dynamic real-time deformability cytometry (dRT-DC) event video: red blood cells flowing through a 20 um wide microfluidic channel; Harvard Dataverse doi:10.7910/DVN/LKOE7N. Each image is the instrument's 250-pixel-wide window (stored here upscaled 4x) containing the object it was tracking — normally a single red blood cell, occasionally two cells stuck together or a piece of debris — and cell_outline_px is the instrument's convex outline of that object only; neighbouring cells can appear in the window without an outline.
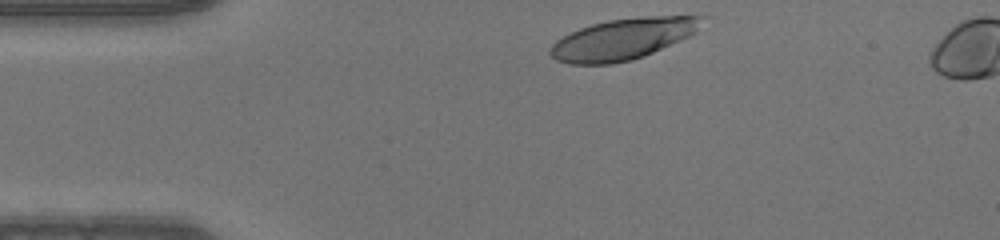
{"species": "human", "species_latin": "Homo sapiens", "temperature_condition": "warm", "stored_images_in_passage": 32, "camera_frame_rate_fps": 3000, "um_per_image_px": 0.085, "donor": {"sex": "male"}, "frame": {"image": 1, "passage_image": 1, "time_ms": 0.0, "image_size_px": [1000, 240], "cell_outline_px": [[708, 16], [696, 32], [680, 40], [644, 56], [632, 60], [612, 64], [568, 64], [556, 60], [548, 52], [552, 44], [556, 40], [580, 28], [592, 24], [608, 20], [644, 16]], "centroid_in_image_um": [52.95, 3.32], "position_along_channel_um": 32.1, "area_um2": 36.3}}
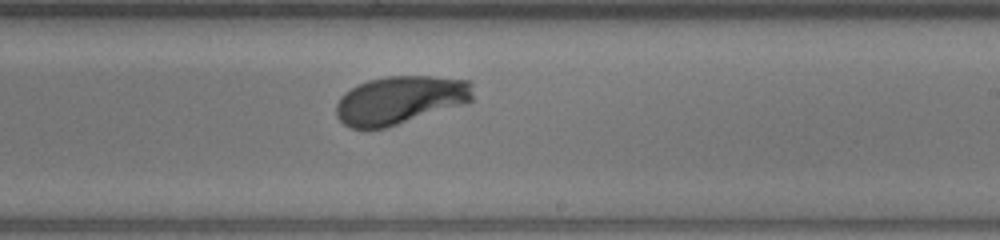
{"frame": {"image": 2, "passage_image": 21, "time_ms": 6.667, "image_size_px": [1000, 240], "cell_outline_px": [[472, 100], [460, 104], [384, 128], [352, 128], [344, 124], [336, 116], [336, 104], [340, 96], [344, 92], [368, 80], [388, 76], [432, 76], [472, 80]], "centroid_in_image_um": [33.97, 8.48], "position_along_channel_um": 255.0, "area_um2": 37.86}}
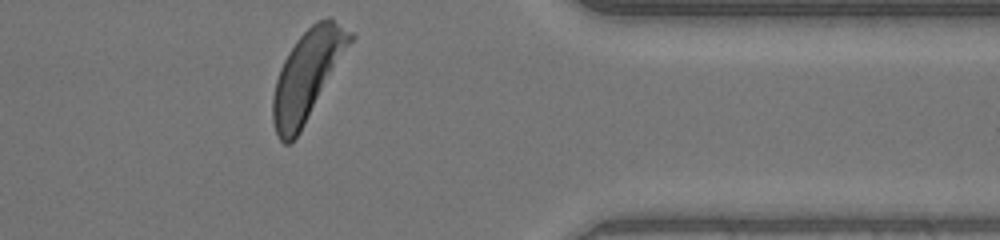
{"frame": {"image": 3, "passage_image": 32, "time_ms": 10.333, "image_size_px": [1000, 240], "cell_outline_px": [[356, 36], [300, 132], [288, 144], [284, 144], [280, 140], [276, 132], [272, 120], [272, 96], [276, 80], [280, 68], [288, 52], [296, 40], [316, 20], [328, 16], [332, 16], [352, 32]], "centroid_in_image_um": [26.14, 6.34], "position_along_channel_um": 385.3, "area_um2": 40.17}}